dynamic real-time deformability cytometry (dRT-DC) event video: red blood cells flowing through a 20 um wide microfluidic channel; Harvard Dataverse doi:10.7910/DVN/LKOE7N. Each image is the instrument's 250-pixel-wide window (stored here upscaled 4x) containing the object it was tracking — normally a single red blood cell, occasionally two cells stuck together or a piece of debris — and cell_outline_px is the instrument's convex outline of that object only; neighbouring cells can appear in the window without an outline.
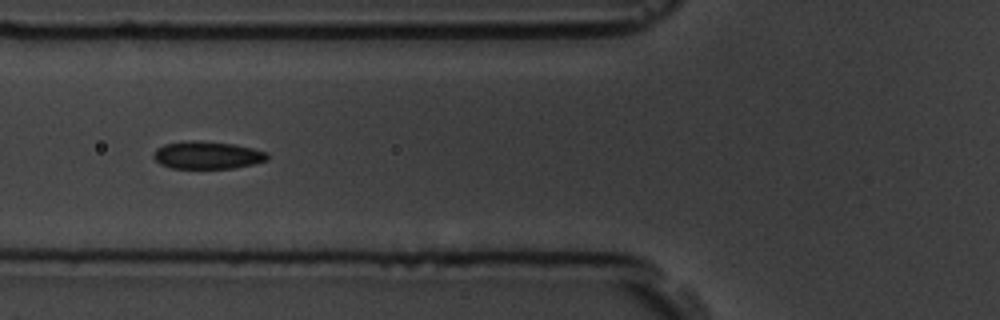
{"species": "common noctule bat (a hibernating species)", "species_latin": "Nyctalus noctula", "temperature_condition": "room temperature", "stored_images_in_passage": 9, "camera_frame_rate_fps": 3000, "um_per_image_px": 0.085, "animal": {"sex": "male", "body_mass_g": 19.5, "forearm_length_mm": 54.6}, "frame": {"image": 1, "passage_image": 6, "time_ms": 5.667, "image_size_px": [1000, 320], "cell_outline_px": [[268, 160], [252, 164], [232, 168], [172, 168], [160, 164], [152, 156], [156, 148], [164, 144], [192, 140], [200, 140], [232, 144], [252, 148], [268, 152]], "centroid_in_image_um": [17.6, 13.18], "position_along_channel_um": 108.2, "area_um2": 18.26}}
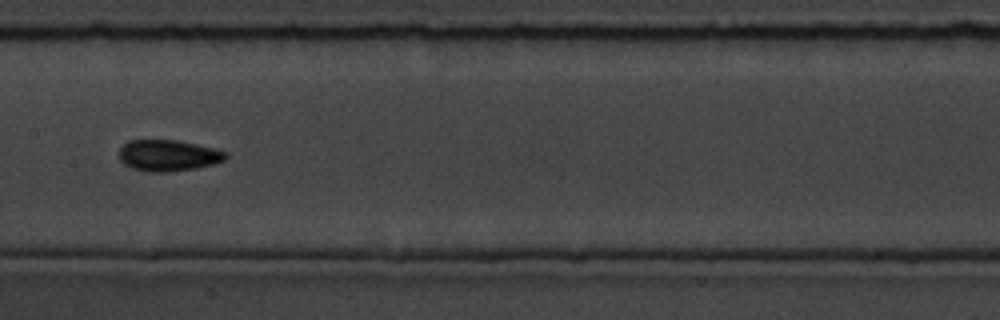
{"frame": {"image": 2, "passage_image": 8, "time_ms": 8.0, "image_size_px": [1000, 320], "cell_outline_px": [[228, 156], [224, 160], [216, 164], [196, 168], [168, 172], [148, 172], [132, 168], [124, 164], [120, 160], [120, 148], [128, 140], [176, 140], [196, 144], [212, 148], [224, 152]], "centroid_in_image_um": [14.28, 13.22], "position_along_channel_um": 193.1, "area_um2": 19.36}}
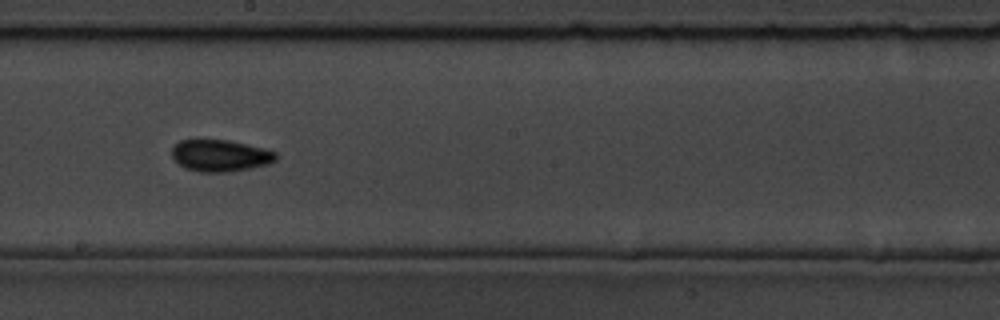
{"frame": {"image": 3, "passage_image": 9, "time_ms": 9.0, "image_size_px": [1000, 320], "cell_outline_px": [[276, 160], [268, 164], [252, 168], [228, 172], [200, 172], [184, 168], [172, 156], [172, 148], [180, 140], [228, 140], [264, 148], [276, 152]], "centroid_in_image_um": [18.73, 13.23], "position_along_channel_um": 229.5, "area_um2": 19.19}}